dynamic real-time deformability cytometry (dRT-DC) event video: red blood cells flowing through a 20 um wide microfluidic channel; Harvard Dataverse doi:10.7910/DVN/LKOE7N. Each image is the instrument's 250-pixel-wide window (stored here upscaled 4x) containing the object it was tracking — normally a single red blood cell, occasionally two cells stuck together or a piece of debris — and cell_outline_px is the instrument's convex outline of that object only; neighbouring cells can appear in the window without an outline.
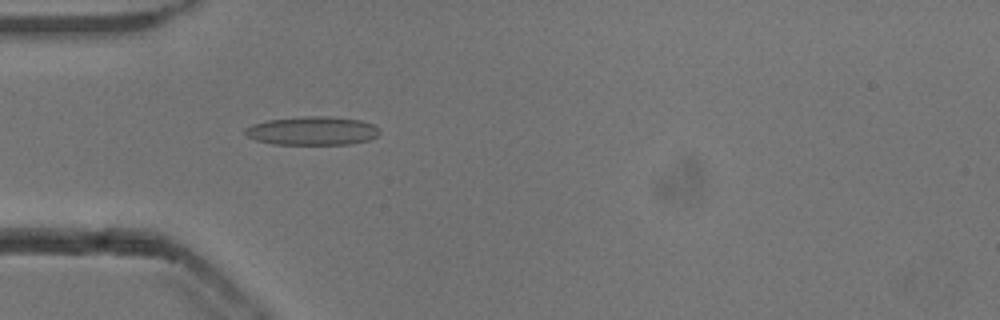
{"species": "common noctule bat (a hibernating species)", "species_latin": "Nyctalus noctula", "temperature_condition": "cold", "stored_images_in_passage": 40, "camera_frame_rate_fps": 3000, "um_per_image_px": 0.085, "animal": {"sex": "male", "body_mass_g": 13.3}, "frame": {"image": 1, "passage_image": 8, "time_ms": 2.333, "image_size_px": [1000, 320], "cell_outline_px": [[380, 132], [376, 136], [368, 140], [348, 144], [272, 144], [256, 140], [248, 136], [244, 132], [244, 128], [252, 124], [268, 120], [304, 116], [332, 116], [360, 120], [372, 124], [380, 128]], "centroid_in_image_um": [26.55, 11.11], "position_along_channel_um": 58.5, "area_um2": 22.43}}
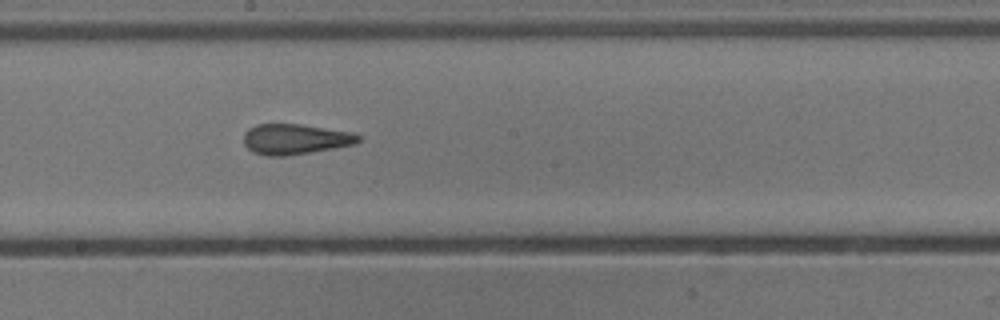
{"frame": {"image": 2, "passage_image": 21, "time_ms": 6.667, "image_size_px": [1000, 320], "cell_outline_px": [[360, 140], [356, 144], [284, 156], [268, 156], [252, 152], [244, 144], [244, 132], [248, 128], [256, 124], [300, 124], [352, 132], [360, 136]], "centroid_in_image_um": [25.06, 11.82], "position_along_channel_um": 223.1, "area_um2": 20.23}}
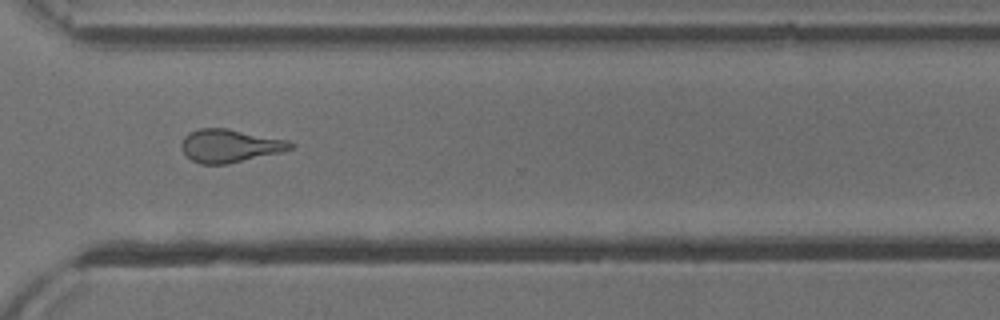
{"frame": {"image": 3, "passage_image": 31, "time_ms": 10.0, "image_size_px": [1000, 320], "cell_outline_px": [[296, 144], [292, 148], [280, 152], [228, 164], [200, 164], [192, 160], [184, 152], [180, 144], [184, 136], [188, 132], [200, 128], [228, 128], [288, 140]], "centroid_in_image_um": [19.53, 12.38], "position_along_channel_um": 351.1, "area_um2": 21.04}, "authors_computed_cell_mechanics": {"area_um2": 20.4901, "velocity_mm_per_s": 3.8517, "shape_relaxation_time_tau1_ms": null, "shape_relaxation_time_tau2_ms": 2.009, "deformation_change_tau1": null, "deformation_change_tau2": 0.0988}}